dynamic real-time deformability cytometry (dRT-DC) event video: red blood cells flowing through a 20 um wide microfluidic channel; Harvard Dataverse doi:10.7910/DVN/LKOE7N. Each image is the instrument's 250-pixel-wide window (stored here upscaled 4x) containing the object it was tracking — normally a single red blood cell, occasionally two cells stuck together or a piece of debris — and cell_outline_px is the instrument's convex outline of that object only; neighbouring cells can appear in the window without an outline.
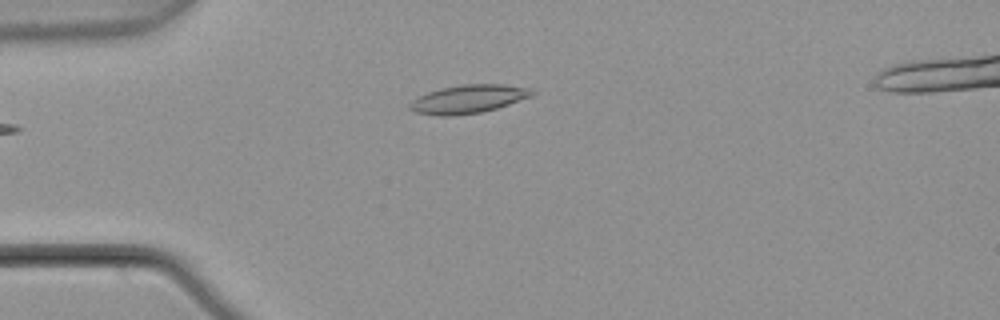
{"species": "common noctule bat (a hibernating species)", "species_latin": "Nyctalus noctula", "temperature_condition": "warm", "stored_images_in_passage": 4, "camera_frame_rate_fps": 3000, "um_per_image_px": 0.085, "animal": {"sex": "male", "body_mass_g": 21.5, "forearm_length_mm": 52.0}, "frame": {"image": 1, "passage_image": 4, "time_ms": 1.0, "image_size_px": [1000, 320], "cell_outline_px": [[536, 92], [532, 96], [496, 108], [480, 112], [448, 116], [440, 116], [416, 112], [408, 108], [408, 104], [412, 100], [428, 92], [440, 88], [460, 84], [504, 84], [528, 88]], "centroid_in_image_um": [39.78, 8.41], "position_along_channel_um": 45.2, "area_um2": 20.06}}